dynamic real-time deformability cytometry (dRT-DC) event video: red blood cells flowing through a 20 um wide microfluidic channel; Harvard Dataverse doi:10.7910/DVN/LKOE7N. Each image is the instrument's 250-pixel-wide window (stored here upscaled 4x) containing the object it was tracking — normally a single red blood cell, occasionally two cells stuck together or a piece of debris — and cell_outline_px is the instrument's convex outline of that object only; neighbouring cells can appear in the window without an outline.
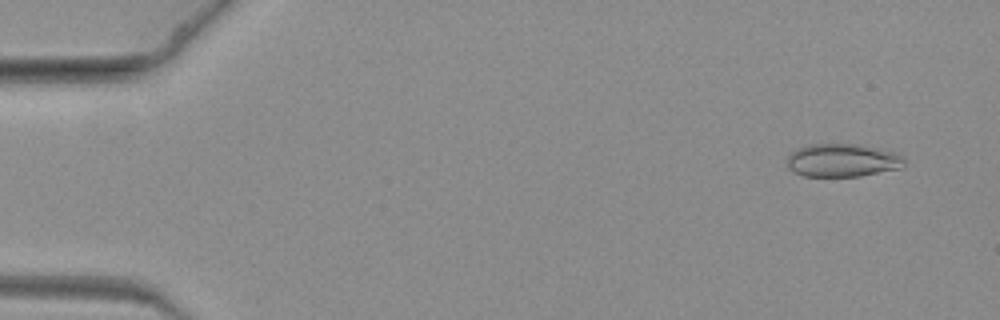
{"species": "common noctule bat (a hibernating species)", "species_latin": "Nyctalus noctula", "temperature_condition": "warm", "stored_images_in_passage": 58, "camera_frame_rate_fps": 3000, "um_per_image_px": 0.085, "animal": {"sex": "female", "body_mass_g": 19.3, "forearm_length_mm": 54.1}, "frame": {"image": 1, "passage_image": 1, "time_ms": 0.0, "image_size_px": [1000, 320], "cell_outline_px": [[904, 164], [900, 168], [860, 176], [804, 176], [792, 172], [788, 168], [788, 156], [796, 148], [808, 144], [860, 144], [900, 152], [904, 156]], "centroid_in_image_um": [71.63, 13.61], "position_along_channel_um": 13.4, "area_um2": 22.95}}
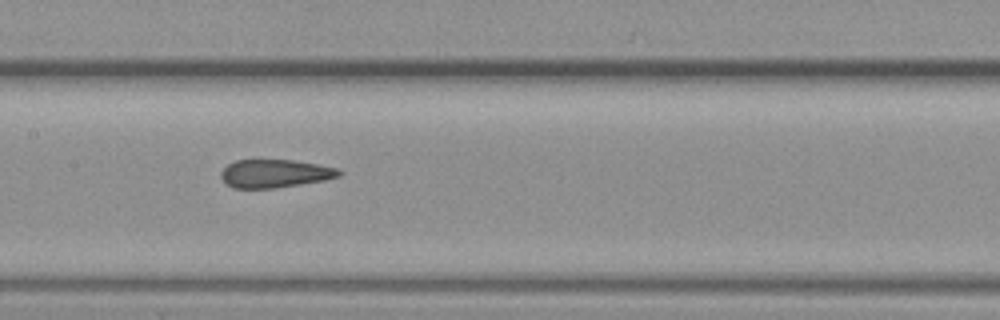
{"frame": {"image": 2, "passage_image": 29, "time_ms": 9.333, "image_size_px": [1000, 320], "cell_outline_px": [[344, 172], [340, 176], [324, 180], [276, 188], [232, 188], [224, 184], [220, 176], [220, 172], [228, 164], [236, 160], [292, 160], [340, 168]], "centroid_in_image_um": [23.36, 14.75], "position_along_channel_um": 184.0, "area_um2": 19.54}}
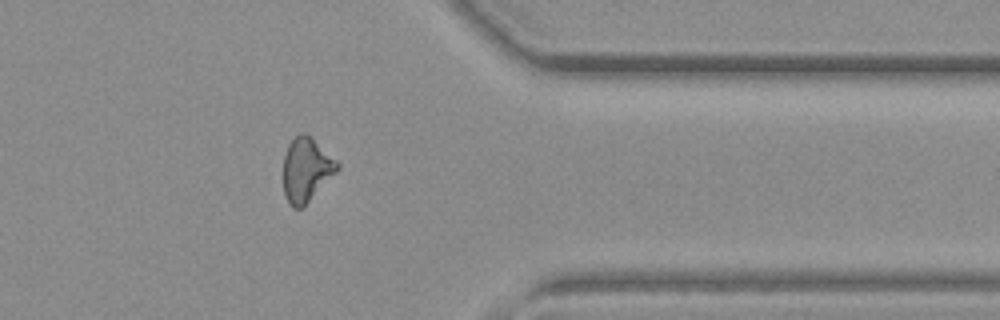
{"frame": {"image": 3, "passage_image": 49, "time_ms": 16.0, "image_size_px": [1000, 320], "cell_outline_px": [[340, 168], [300, 208], [292, 208], [288, 204], [284, 196], [284, 156], [288, 144], [300, 132], [304, 132], [336, 160], [340, 164]], "centroid_in_image_um": [26.0, 14.42], "position_along_channel_um": 385.4, "area_um2": 19.54}}